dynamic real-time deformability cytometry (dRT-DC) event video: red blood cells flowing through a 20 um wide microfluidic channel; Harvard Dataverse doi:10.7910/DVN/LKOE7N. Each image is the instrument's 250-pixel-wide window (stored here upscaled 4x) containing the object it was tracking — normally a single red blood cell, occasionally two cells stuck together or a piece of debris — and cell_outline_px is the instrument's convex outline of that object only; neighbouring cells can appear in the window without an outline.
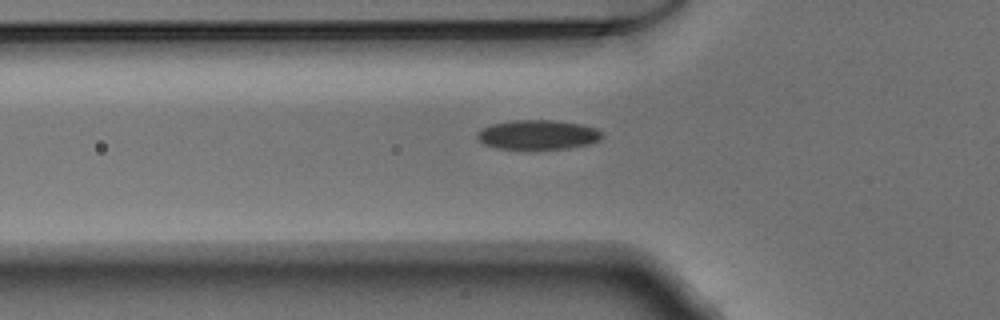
{"species": "Egyptian fruit bat (a non-hibernating species)", "species_latin": "Rousettus aegyptiacus", "temperature_condition": "warm", "stored_images_in_passage": 37, "camera_frame_rate_fps": 3000, "um_per_image_px": 0.085, "animal": {"sex": "male"}, "frame": {"image": 1, "passage_image": 6, "time_ms": 1.667, "image_size_px": [1000, 320], "cell_outline_px": [[604, 136], [600, 140], [588, 144], [568, 148], [500, 148], [484, 144], [476, 136], [476, 132], [480, 128], [492, 124], [516, 120], [556, 120], [580, 124], [596, 128]], "centroid_in_image_um": [45.72, 11.43], "position_along_channel_um": 80.1, "area_um2": 21.21}}
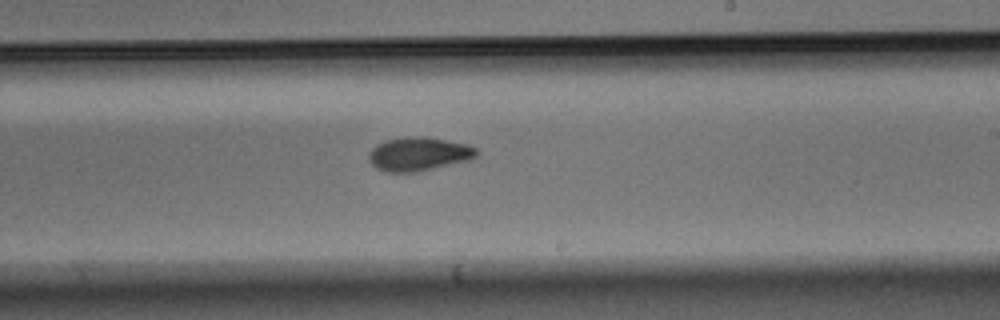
{"frame": {"image": 2, "passage_image": 19, "time_ms": 6.0, "image_size_px": [1000, 320], "cell_outline_px": [[476, 156], [468, 160], [416, 172], [384, 172], [376, 168], [372, 164], [368, 156], [368, 152], [376, 144], [384, 140], [408, 136], [428, 136], [468, 144], [476, 148]], "centroid_in_image_um": [35.55, 13.07], "position_along_channel_um": 253.5, "area_um2": 21.27}}
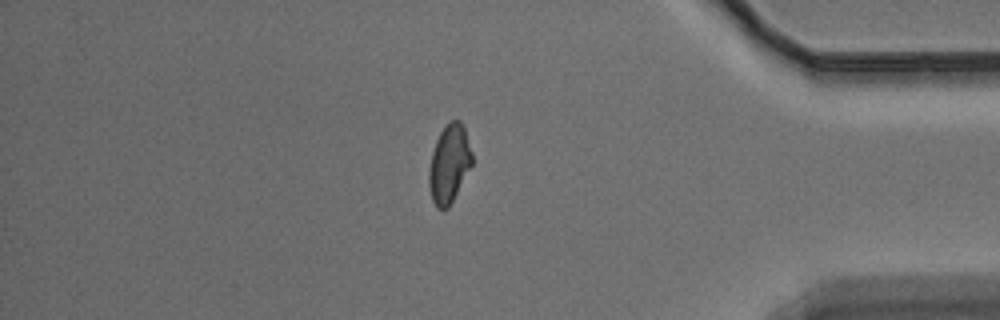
{"frame": {"image": 3, "passage_image": 32, "time_ms": 10.333, "image_size_px": [1000, 320], "cell_outline_px": [[472, 164], [448, 208], [436, 208], [432, 200], [428, 184], [428, 172], [432, 152], [436, 140], [440, 132], [448, 120], [460, 120], [464, 128], [472, 152]], "centroid_in_image_um": [38.16, 13.9], "position_along_channel_um": 397.0, "area_um2": 19.54}}